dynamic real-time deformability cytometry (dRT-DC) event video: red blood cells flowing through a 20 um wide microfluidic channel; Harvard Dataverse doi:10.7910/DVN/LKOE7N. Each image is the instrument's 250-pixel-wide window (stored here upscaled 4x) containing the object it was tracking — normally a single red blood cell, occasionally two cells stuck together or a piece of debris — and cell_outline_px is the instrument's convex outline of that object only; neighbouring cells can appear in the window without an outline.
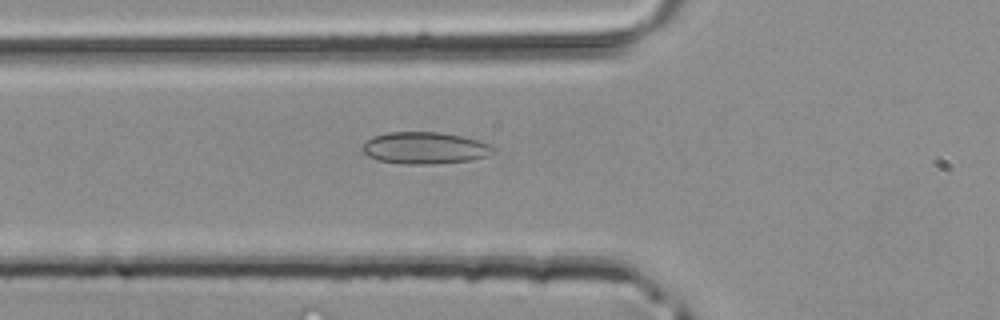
{"species": "common noctule bat (a hibernating species)", "species_latin": "Nyctalus noctula", "temperature_condition": "room temperature", "stored_images_in_passage": 33, "camera_frame_rate_fps": 3000, "um_per_image_px": 0.085, "animal": {"sex": "male", "body_mass_g": 20.4}, "frame": {"image": 1, "passage_image": 4, "time_ms": 1.0, "image_size_px": [1000, 320], "cell_outline_px": [[496, 148], [484, 156], [472, 160], [432, 164], [404, 164], [380, 160], [368, 156], [360, 148], [360, 144], [372, 136], [388, 132], [440, 132], [464, 136], [488, 144]], "centroid_in_image_um": [36.04, 12.57], "position_along_channel_um": 89.8, "area_um2": 24.28}}
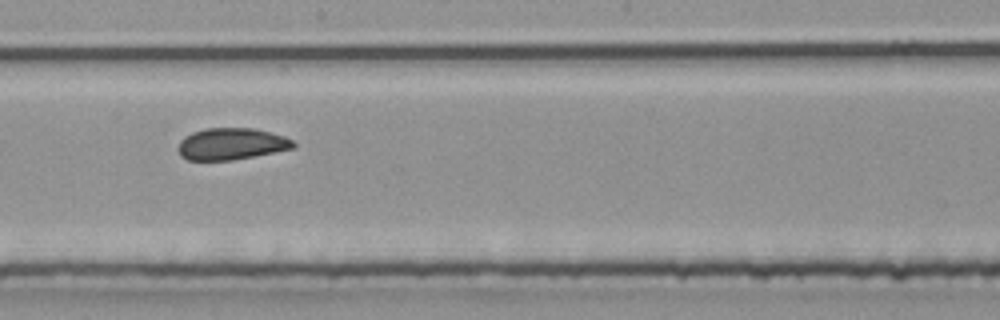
{"frame": {"image": 2, "passage_image": 13, "time_ms": 4.0, "image_size_px": [1000, 320], "cell_outline_px": [[296, 148], [232, 160], [188, 160], [180, 156], [176, 148], [180, 140], [184, 136], [192, 132], [204, 128], [256, 128], [284, 136], [292, 140], [296, 144]], "centroid_in_image_um": [19.64, 12.23], "position_along_channel_um": 228.6, "area_um2": 21.56}}
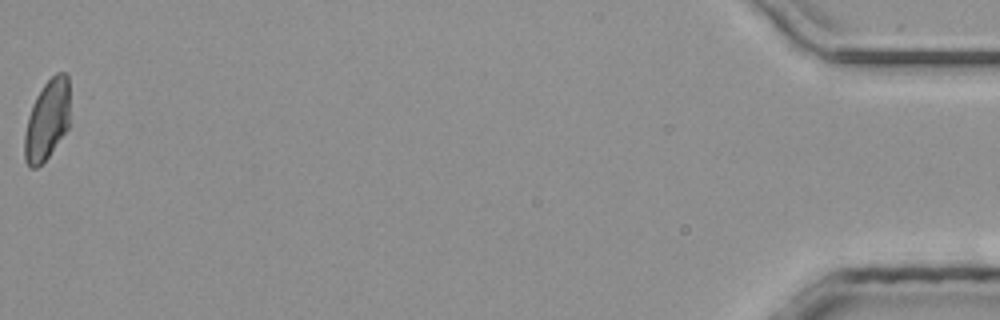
{"frame": {"image": 3, "passage_image": 33, "time_ms": 10.667, "image_size_px": [1000, 320], "cell_outline_px": [[68, 128], [48, 156], [36, 168], [32, 168], [24, 160], [24, 136], [28, 116], [32, 104], [36, 96], [44, 84], [56, 72], [64, 72], [68, 76]], "centroid_in_image_um": [3.98, 10.19], "position_along_channel_um": 431.2, "area_um2": 20.92}}